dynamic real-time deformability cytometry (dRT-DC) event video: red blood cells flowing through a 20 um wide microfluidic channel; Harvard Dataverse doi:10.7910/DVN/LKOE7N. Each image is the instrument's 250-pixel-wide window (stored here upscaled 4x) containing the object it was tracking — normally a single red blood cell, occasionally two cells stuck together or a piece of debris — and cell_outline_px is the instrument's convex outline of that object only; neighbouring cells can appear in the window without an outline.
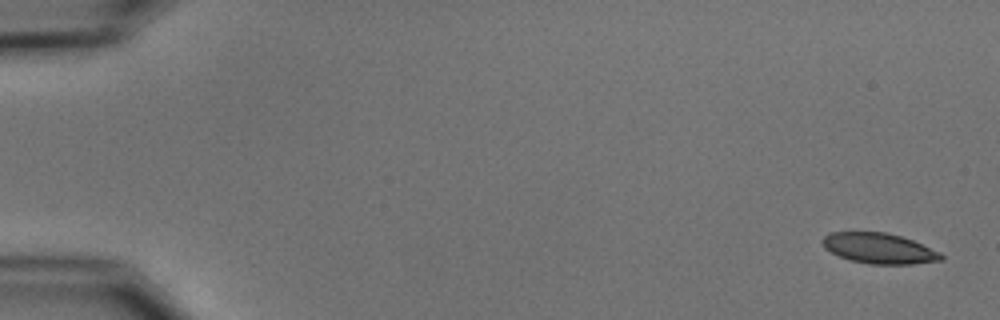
{"species": "common noctule bat (a hibernating species)", "species_latin": "Nyctalus noctula", "temperature_condition": "cold", "stored_images_in_passage": 6, "camera_frame_rate_fps": 3000, "um_per_image_px": 0.085, "animal": {"sex": "male", "body_mass_g": 15.6}, "frame": {"image": 1, "passage_image": 1, "time_ms": 0.0, "image_size_px": [1000, 320], "cell_outline_px": [[944, 260], [912, 264], [868, 264], [852, 260], [840, 256], [824, 248], [820, 240], [824, 236], [832, 232], [884, 232], [900, 236], [912, 240], [940, 252], [944, 256]], "centroid_in_image_um": [74.72, 21.11], "position_along_channel_um": 10.3, "area_um2": 20.98}}
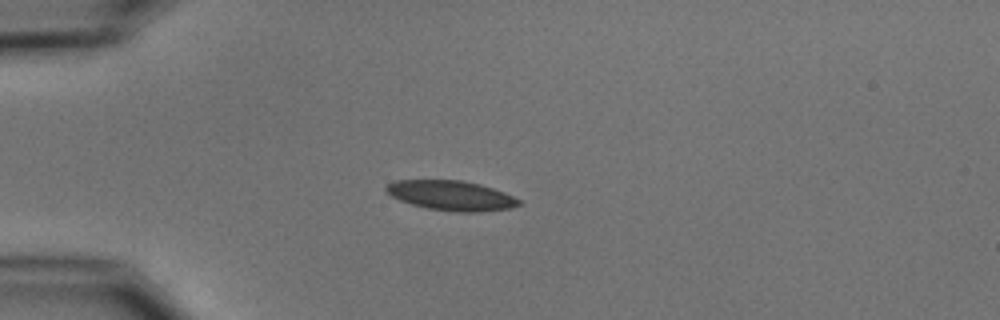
{"frame": {"image": 2, "passage_image": 5, "time_ms": 4.333, "image_size_px": [1000, 320], "cell_outline_px": [[520, 204], [508, 208], [476, 212], [456, 212], [428, 208], [412, 204], [400, 200], [392, 196], [384, 188], [388, 184], [396, 180], [460, 180], [480, 184], [504, 192], [520, 200]], "centroid_in_image_um": [38.33, 16.61], "position_along_channel_um": 46.7, "area_um2": 22.72}}